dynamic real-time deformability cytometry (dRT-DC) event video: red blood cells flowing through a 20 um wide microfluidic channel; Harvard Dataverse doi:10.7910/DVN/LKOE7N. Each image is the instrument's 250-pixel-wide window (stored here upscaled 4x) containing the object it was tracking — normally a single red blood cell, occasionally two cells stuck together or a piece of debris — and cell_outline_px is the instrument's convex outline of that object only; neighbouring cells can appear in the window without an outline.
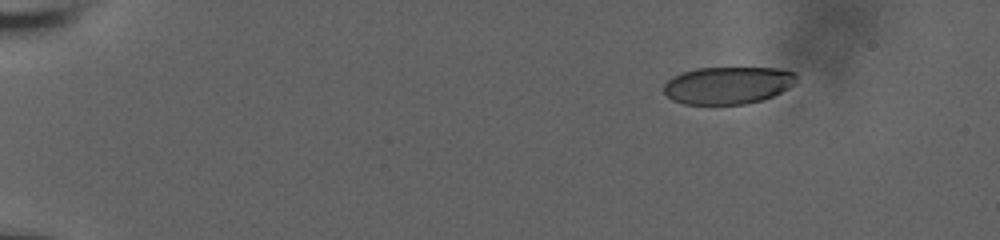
{"species": "human", "species_latin": "Homo sapiens", "temperature_condition": "room temperature", "stored_images_in_passage": 49, "camera_frame_rate_fps": 3000, "um_per_image_px": 0.085, "donor": {"sex": "male"}, "frame": {"image": 1, "passage_image": 1, "time_ms": 0.0, "image_size_px": [1000, 240], "cell_outline_px": [[796, 84], [772, 96], [760, 100], [744, 104], [684, 104], [672, 100], [664, 92], [664, 84], [672, 76], [680, 72], [696, 68], [776, 68], [796, 72]], "centroid_in_image_um": [61.86, 7.24], "position_along_channel_um": 23.1, "area_um2": 28.96}}
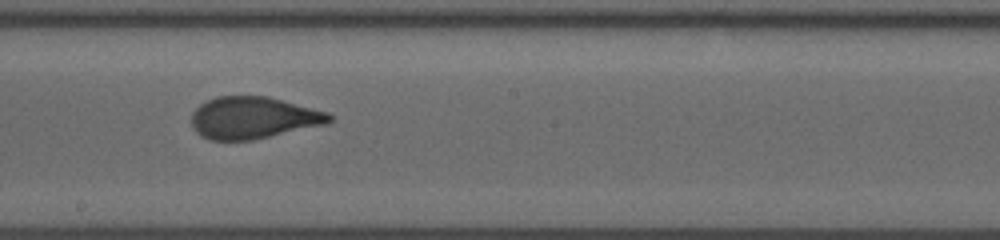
{"frame": {"image": 2, "passage_image": 27, "time_ms": 8.667, "image_size_px": [1000, 240], "cell_outline_px": [[332, 120], [328, 124], [252, 140], [208, 140], [200, 136], [192, 128], [192, 112], [200, 104], [216, 96], [268, 96], [328, 112], [332, 116]], "centroid_in_image_um": [21.52, 10.01], "position_along_channel_um": 226.7, "area_um2": 33.87}}
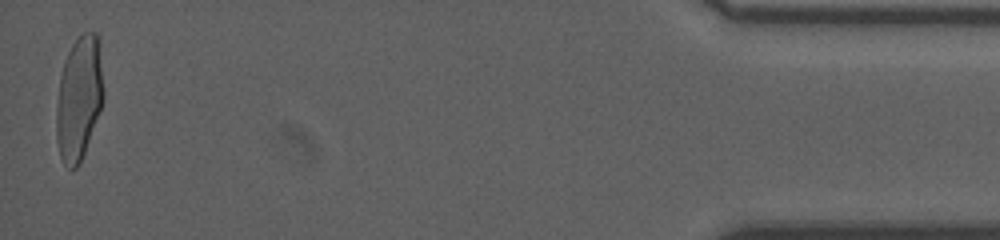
{"frame": {"image": 3, "passage_image": 49, "time_ms": 16.0, "image_size_px": [1000, 240], "cell_outline_px": [[104, 100], [80, 164], [76, 168], [68, 168], [64, 164], [60, 156], [56, 140], [56, 108], [60, 76], [68, 52], [72, 44], [84, 32], [96, 32], [100, 36], [104, 92]], "centroid_in_image_um": [6.74, 8.33], "position_along_channel_um": 428.5, "area_um2": 34.45}, "authors_computed_cell_mechanics": {"area_um2": 33.813, "velocity_mm_per_s": 3.8414, "shape_relaxation_time_tau1_ms": 6.7501, "shape_relaxation_time_tau2_ms": null, "deformation_change_tau1": 0.2186, "deformation_change_tau2": null}}